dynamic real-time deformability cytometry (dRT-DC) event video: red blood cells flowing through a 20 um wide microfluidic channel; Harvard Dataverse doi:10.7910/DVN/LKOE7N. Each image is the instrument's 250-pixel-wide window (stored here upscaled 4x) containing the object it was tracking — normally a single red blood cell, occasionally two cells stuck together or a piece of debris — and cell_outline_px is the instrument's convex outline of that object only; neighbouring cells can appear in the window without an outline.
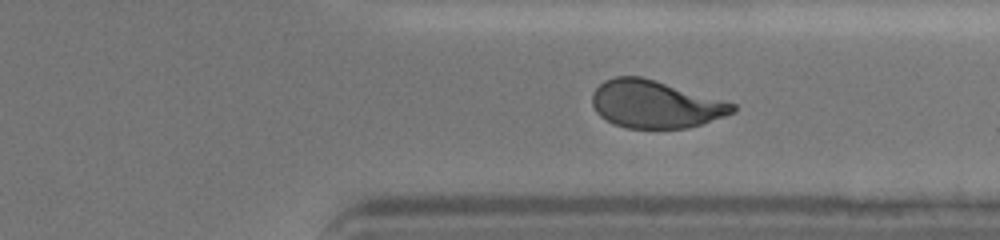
{"species": "human", "species_latin": "Homo sapiens", "temperature_condition": "cold", "stored_images_in_passage": 41, "camera_frame_rate_fps": 3000, "um_per_image_px": 0.085, "donor": {"sex": "female"}, "frame": {"image": 1, "passage_image": 35, "time_ms": 11.333, "image_size_px": [1000, 240], "cell_outline_px": [[736, 112], [688, 128], [628, 128], [612, 124], [600, 116], [596, 112], [592, 104], [592, 92], [604, 80], [616, 76], [640, 76], [656, 80], [736, 104]], "centroid_in_image_um": [55.67, 8.86], "position_along_channel_um": 355.7, "area_um2": 38.9}}